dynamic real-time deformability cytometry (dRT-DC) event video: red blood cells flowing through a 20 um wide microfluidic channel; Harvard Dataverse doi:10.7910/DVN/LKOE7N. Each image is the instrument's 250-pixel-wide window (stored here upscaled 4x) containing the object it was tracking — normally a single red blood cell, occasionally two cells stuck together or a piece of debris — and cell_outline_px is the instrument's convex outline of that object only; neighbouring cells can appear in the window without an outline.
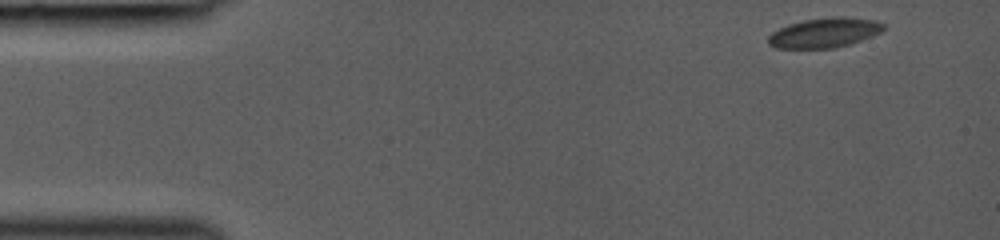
{"species": "common noctule bat (a hibernating species)", "species_latin": "Nyctalus noctula", "temperature_condition": "room temperature", "stored_images_in_passage": 41, "camera_frame_rate_fps": 3000, "um_per_image_px": 0.085, "animal": {"sex": "female", "body_mass_g": 19.0, "forearm_length_mm": 53.3}, "frame": {"image": 1, "passage_image": 1, "time_ms": 0.0, "image_size_px": [1000, 240], "cell_outline_px": [[884, 28], [880, 32], [872, 36], [848, 44], [832, 48], [776, 48], [768, 44], [768, 36], [772, 32], [788, 24], [804, 20], [832, 16], [844, 16], [876, 20], [884, 24]], "centroid_in_image_um": [70.07, 2.77], "position_along_channel_um": 14.9, "area_um2": 19.94}}
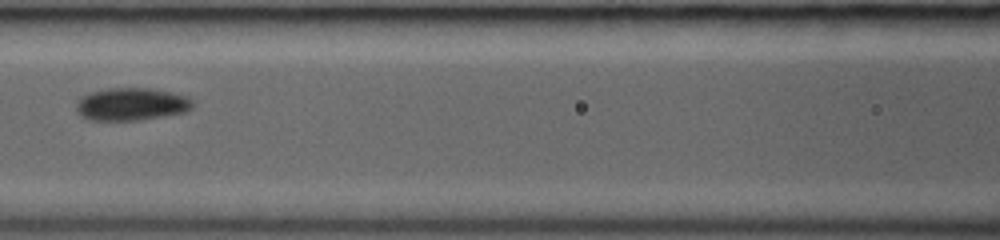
{"frame": {"image": 2, "passage_image": 18, "time_ms": 5.667, "image_size_px": [1000, 240], "cell_outline_px": [[196, 104], [192, 108], [184, 112], [140, 120], [88, 120], [80, 116], [76, 112], [76, 104], [88, 92], [108, 88], [148, 88], [172, 92], [188, 96]], "centroid_in_image_um": [11.18, 8.85], "position_along_channel_um": 155.4, "area_um2": 22.31}}
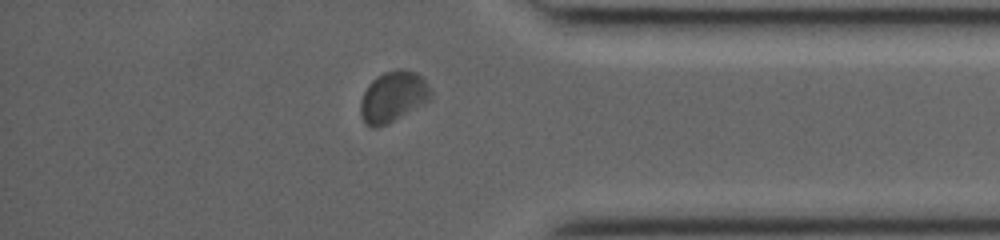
{"frame": {"image": 3, "passage_image": 35, "time_ms": 11.333, "image_size_px": [1000, 240], "cell_outline_px": [[432, 100], [388, 124], [376, 128], [372, 128], [364, 124], [360, 112], [360, 100], [368, 84], [376, 76], [384, 72], [396, 68], [400, 68], [416, 72], [428, 84], [432, 92]], "centroid_in_image_um": [33.41, 8.23], "position_along_channel_um": 401.8, "area_um2": 21.27}}